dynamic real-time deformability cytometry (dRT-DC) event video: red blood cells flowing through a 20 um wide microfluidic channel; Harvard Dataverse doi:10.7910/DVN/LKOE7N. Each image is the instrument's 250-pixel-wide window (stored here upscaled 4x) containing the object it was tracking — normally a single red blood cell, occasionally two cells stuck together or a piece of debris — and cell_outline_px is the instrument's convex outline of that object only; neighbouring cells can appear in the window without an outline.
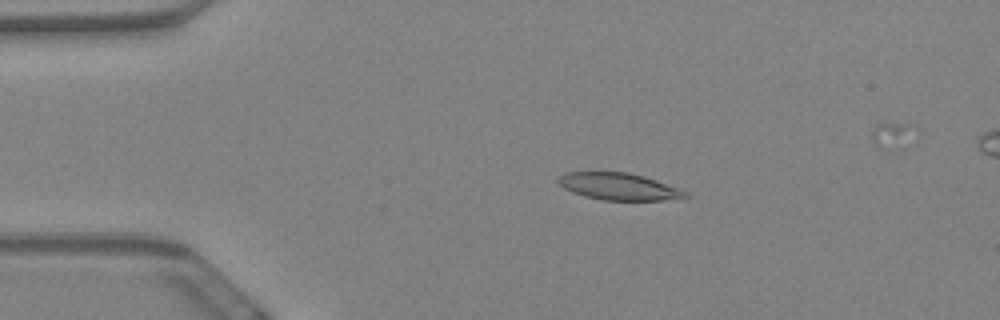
{"species": "Egyptian fruit bat (a non-hibernating species)", "species_latin": "Rousettus aegyptiacus", "temperature_condition": "warm", "stored_images_in_passage": 56, "camera_frame_rate_fps": 3000, "um_per_image_px": 0.085, "animal": {"sex": "female"}, "frame": {"image": 1, "passage_image": 12, "time_ms": 3.667, "image_size_px": [1000, 320], "cell_outline_px": [[692, 196], [684, 200], [604, 200], [584, 196], [572, 192], [564, 188], [556, 180], [564, 172], [628, 172], [644, 176], [656, 180], [688, 192]], "centroid_in_image_um": [52.67, 15.86], "position_along_channel_um": 32.3, "area_um2": 20.23}}
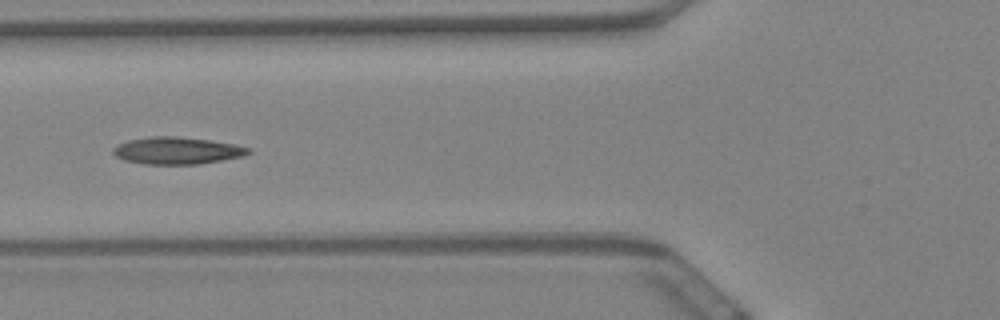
{"frame": {"image": 2, "passage_image": 23, "time_ms": 7.333, "image_size_px": [1000, 320], "cell_outline_px": [[252, 152], [244, 156], [196, 164], [144, 164], [124, 160], [116, 156], [112, 152], [112, 148], [128, 140], [152, 136], [176, 136], [208, 140], [236, 144], [252, 148]], "centroid_in_image_um": [15.07, 12.8], "position_along_channel_um": 110.7, "area_um2": 21.33}}
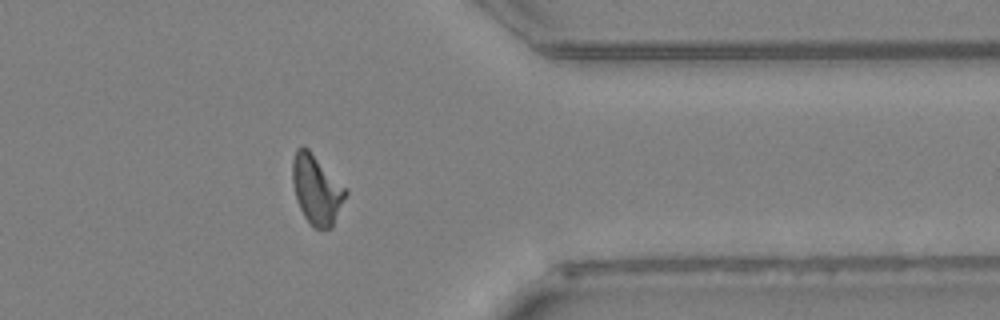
{"frame": {"image": 3, "passage_image": 48, "time_ms": 15.667, "image_size_px": [1000, 320], "cell_outline_px": [[348, 192], [332, 228], [312, 228], [304, 216], [296, 200], [292, 180], [292, 160], [296, 148], [304, 144], [348, 188]], "centroid_in_image_um": [26.92, 16.08], "position_along_channel_um": 384.5, "area_um2": 21.91}}